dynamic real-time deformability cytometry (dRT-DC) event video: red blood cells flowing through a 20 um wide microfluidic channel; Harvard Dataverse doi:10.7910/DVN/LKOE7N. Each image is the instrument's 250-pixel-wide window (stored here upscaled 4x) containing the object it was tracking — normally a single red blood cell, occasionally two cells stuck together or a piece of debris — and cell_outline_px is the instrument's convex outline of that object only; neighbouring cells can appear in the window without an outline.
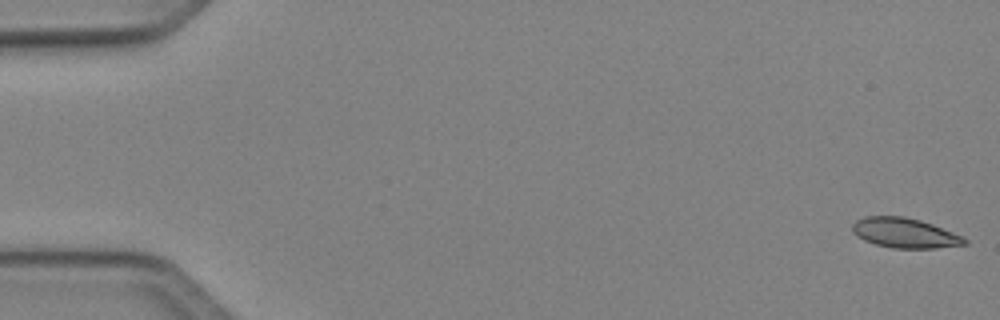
{"species": "Egyptian fruit bat (a non-hibernating species)", "species_latin": "Rousettus aegyptiacus", "temperature_condition": "cold", "stored_images_in_passage": 50, "camera_frame_rate_fps": 3000, "um_per_image_px": 0.085, "animal": {"sex": "female"}, "frame": {"image": 1, "passage_image": 1, "time_ms": 0.0, "image_size_px": [1000, 320], "cell_outline_px": [[968, 244], [936, 248], [892, 248], [876, 244], [864, 240], [856, 236], [852, 232], [852, 224], [856, 220], [864, 216], [904, 216], [920, 220], [932, 224], [964, 236], [968, 240]], "centroid_in_image_um": [76.91, 19.8], "position_along_channel_um": 8.1, "area_um2": 19.71}}
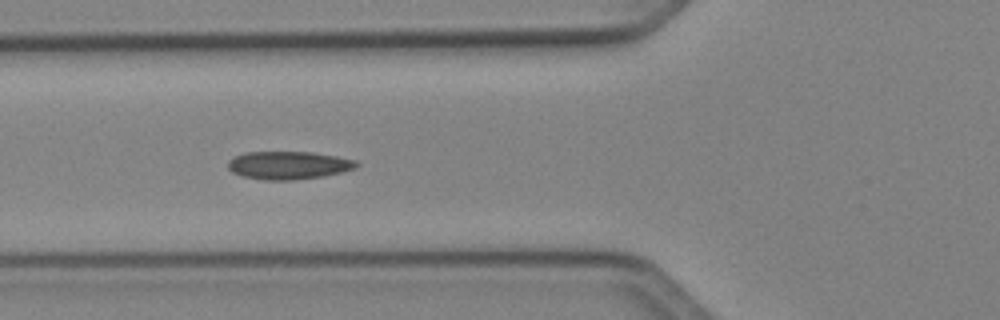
{"frame": {"image": 2, "passage_image": 19, "time_ms": 6.0, "image_size_px": [1000, 320], "cell_outline_px": [[360, 164], [356, 168], [324, 176], [296, 180], [264, 180], [244, 176], [232, 172], [228, 168], [228, 160], [244, 152], [312, 152], [336, 156], [356, 160]], "centroid_in_image_um": [24.54, 14.04], "position_along_channel_um": 101.3, "area_um2": 20.98}}
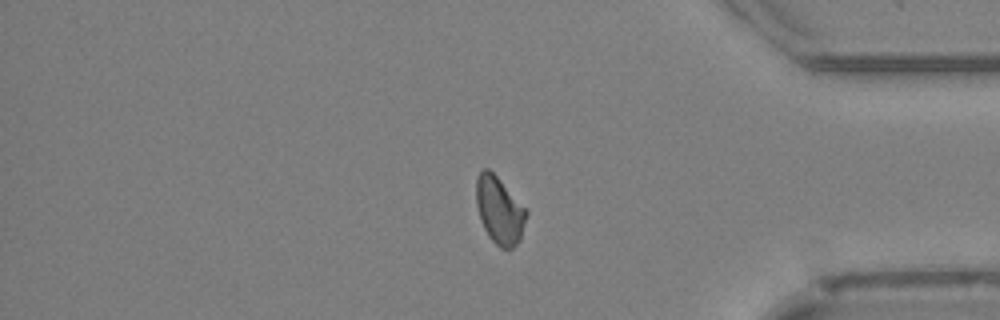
{"frame": {"image": 3, "passage_image": 42, "time_ms": 13.667, "image_size_px": [1000, 320], "cell_outline_px": [[528, 212], [520, 240], [512, 248], [500, 248], [488, 236], [480, 220], [476, 204], [476, 180], [480, 172], [484, 168], [488, 168], [496, 176]], "centroid_in_image_um": [42.43, 17.9], "position_along_channel_um": 392.8, "area_um2": 19.31}, "authors_computed_cell_mechanics": {"area_um2": 19.8543, "velocity_mm_per_s": 4.0746, "shape_relaxation_time_tau1_ms": 6.5089, "shape_relaxation_time_tau2_ms": 4.2146, "deformation_change_tau1": 0.1435, "deformation_change_tau2": 0.0882}}